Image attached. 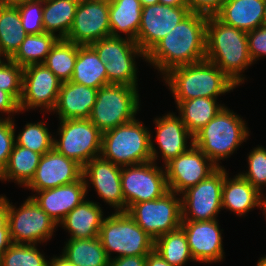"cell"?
I'll use <instances>...</instances> for the list:
<instances>
[{"instance_id":"cell-1","label":"cell","mask_w":266,"mask_h":266,"mask_svg":"<svg viewBox=\"0 0 266 266\" xmlns=\"http://www.w3.org/2000/svg\"><path fill=\"white\" fill-rule=\"evenodd\" d=\"M207 19L191 12L146 54L145 61L164 76L175 67L206 60Z\"/></svg>"},{"instance_id":"cell-2","label":"cell","mask_w":266,"mask_h":266,"mask_svg":"<svg viewBox=\"0 0 266 266\" xmlns=\"http://www.w3.org/2000/svg\"><path fill=\"white\" fill-rule=\"evenodd\" d=\"M206 60L219 67L238 86L242 85L245 80L242 73L254 64L249 54L247 32L208 16Z\"/></svg>"},{"instance_id":"cell-3","label":"cell","mask_w":266,"mask_h":266,"mask_svg":"<svg viewBox=\"0 0 266 266\" xmlns=\"http://www.w3.org/2000/svg\"><path fill=\"white\" fill-rule=\"evenodd\" d=\"M162 77L176 105L199 97L217 98L238 86L219 67L207 60L175 67Z\"/></svg>"},{"instance_id":"cell-4","label":"cell","mask_w":266,"mask_h":266,"mask_svg":"<svg viewBox=\"0 0 266 266\" xmlns=\"http://www.w3.org/2000/svg\"><path fill=\"white\" fill-rule=\"evenodd\" d=\"M148 129L135 118L102 133L100 156L121 167L149 161L156 163L159 153Z\"/></svg>"},{"instance_id":"cell-5","label":"cell","mask_w":266,"mask_h":266,"mask_svg":"<svg viewBox=\"0 0 266 266\" xmlns=\"http://www.w3.org/2000/svg\"><path fill=\"white\" fill-rule=\"evenodd\" d=\"M245 120L224 106L193 137V145L199 148L218 168L220 160L227 159L249 138Z\"/></svg>"},{"instance_id":"cell-6","label":"cell","mask_w":266,"mask_h":266,"mask_svg":"<svg viewBox=\"0 0 266 266\" xmlns=\"http://www.w3.org/2000/svg\"><path fill=\"white\" fill-rule=\"evenodd\" d=\"M99 238L110 260L124 256H147L154 249V239L127 212H114L105 217ZM112 253L117 255L114 257Z\"/></svg>"},{"instance_id":"cell-7","label":"cell","mask_w":266,"mask_h":266,"mask_svg":"<svg viewBox=\"0 0 266 266\" xmlns=\"http://www.w3.org/2000/svg\"><path fill=\"white\" fill-rule=\"evenodd\" d=\"M138 87L107 84L100 87L89 120L102 132L134 120L139 112Z\"/></svg>"},{"instance_id":"cell-8","label":"cell","mask_w":266,"mask_h":266,"mask_svg":"<svg viewBox=\"0 0 266 266\" xmlns=\"http://www.w3.org/2000/svg\"><path fill=\"white\" fill-rule=\"evenodd\" d=\"M53 148L82 167L100 156L102 132L89 119L60 120Z\"/></svg>"},{"instance_id":"cell-9","label":"cell","mask_w":266,"mask_h":266,"mask_svg":"<svg viewBox=\"0 0 266 266\" xmlns=\"http://www.w3.org/2000/svg\"><path fill=\"white\" fill-rule=\"evenodd\" d=\"M168 191L162 197L133 204L126 212L154 240L181 227V197Z\"/></svg>"},{"instance_id":"cell-10","label":"cell","mask_w":266,"mask_h":266,"mask_svg":"<svg viewBox=\"0 0 266 266\" xmlns=\"http://www.w3.org/2000/svg\"><path fill=\"white\" fill-rule=\"evenodd\" d=\"M19 208L8 199V226L15 244H40L50 240L58 226L31 198Z\"/></svg>"},{"instance_id":"cell-11","label":"cell","mask_w":266,"mask_h":266,"mask_svg":"<svg viewBox=\"0 0 266 266\" xmlns=\"http://www.w3.org/2000/svg\"><path fill=\"white\" fill-rule=\"evenodd\" d=\"M121 187L126 204V211L136 203L151 201L162 197L169 191L166 173L157 162L123 166Z\"/></svg>"},{"instance_id":"cell-12","label":"cell","mask_w":266,"mask_h":266,"mask_svg":"<svg viewBox=\"0 0 266 266\" xmlns=\"http://www.w3.org/2000/svg\"><path fill=\"white\" fill-rule=\"evenodd\" d=\"M224 167L217 168L206 179L182 193V220L209 221L217 219L222 209Z\"/></svg>"},{"instance_id":"cell-13","label":"cell","mask_w":266,"mask_h":266,"mask_svg":"<svg viewBox=\"0 0 266 266\" xmlns=\"http://www.w3.org/2000/svg\"><path fill=\"white\" fill-rule=\"evenodd\" d=\"M62 82L44 64H33L24 68L20 112L38 109L42 113L52 112L58 100ZM46 110V111H45Z\"/></svg>"},{"instance_id":"cell-14","label":"cell","mask_w":266,"mask_h":266,"mask_svg":"<svg viewBox=\"0 0 266 266\" xmlns=\"http://www.w3.org/2000/svg\"><path fill=\"white\" fill-rule=\"evenodd\" d=\"M191 11L187 6H167L161 3L142 7L141 22L136 38L138 47L147 54Z\"/></svg>"},{"instance_id":"cell-15","label":"cell","mask_w":266,"mask_h":266,"mask_svg":"<svg viewBox=\"0 0 266 266\" xmlns=\"http://www.w3.org/2000/svg\"><path fill=\"white\" fill-rule=\"evenodd\" d=\"M218 167L194 145L165 164L168 189L181 195L206 179Z\"/></svg>"},{"instance_id":"cell-16","label":"cell","mask_w":266,"mask_h":266,"mask_svg":"<svg viewBox=\"0 0 266 266\" xmlns=\"http://www.w3.org/2000/svg\"><path fill=\"white\" fill-rule=\"evenodd\" d=\"M109 0L81 1L66 40L78 45H90L111 36Z\"/></svg>"},{"instance_id":"cell-17","label":"cell","mask_w":266,"mask_h":266,"mask_svg":"<svg viewBox=\"0 0 266 266\" xmlns=\"http://www.w3.org/2000/svg\"><path fill=\"white\" fill-rule=\"evenodd\" d=\"M122 167L102 158L95 157L83 166L82 177L88 194L92 185L97 195L115 212H126V204L121 187Z\"/></svg>"},{"instance_id":"cell-18","label":"cell","mask_w":266,"mask_h":266,"mask_svg":"<svg viewBox=\"0 0 266 266\" xmlns=\"http://www.w3.org/2000/svg\"><path fill=\"white\" fill-rule=\"evenodd\" d=\"M218 219L209 221L182 220L184 231L194 262L216 263L225 258L222 231Z\"/></svg>"},{"instance_id":"cell-19","label":"cell","mask_w":266,"mask_h":266,"mask_svg":"<svg viewBox=\"0 0 266 266\" xmlns=\"http://www.w3.org/2000/svg\"><path fill=\"white\" fill-rule=\"evenodd\" d=\"M83 167L54 148L42 155L35 175L25 187L33 192L74 183L82 178Z\"/></svg>"},{"instance_id":"cell-20","label":"cell","mask_w":266,"mask_h":266,"mask_svg":"<svg viewBox=\"0 0 266 266\" xmlns=\"http://www.w3.org/2000/svg\"><path fill=\"white\" fill-rule=\"evenodd\" d=\"M86 196L87 190L82 177L74 183L37 191L29 197L59 224L68 213L85 200Z\"/></svg>"},{"instance_id":"cell-21","label":"cell","mask_w":266,"mask_h":266,"mask_svg":"<svg viewBox=\"0 0 266 266\" xmlns=\"http://www.w3.org/2000/svg\"><path fill=\"white\" fill-rule=\"evenodd\" d=\"M153 121L156 126L155 140L164 165L193 146L194 137L187 130L180 116L168 112L162 117H156ZM187 143L190 145L187 146Z\"/></svg>"},{"instance_id":"cell-22","label":"cell","mask_w":266,"mask_h":266,"mask_svg":"<svg viewBox=\"0 0 266 266\" xmlns=\"http://www.w3.org/2000/svg\"><path fill=\"white\" fill-rule=\"evenodd\" d=\"M228 174L224 168L222 210L227 209L237 216H244L255 207L262 209L266 196L239 173L232 179Z\"/></svg>"},{"instance_id":"cell-23","label":"cell","mask_w":266,"mask_h":266,"mask_svg":"<svg viewBox=\"0 0 266 266\" xmlns=\"http://www.w3.org/2000/svg\"><path fill=\"white\" fill-rule=\"evenodd\" d=\"M98 89L71 81L61 84L56 107L52 112L59 120L89 119Z\"/></svg>"},{"instance_id":"cell-24","label":"cell","mask_w":266,"mask_h":266,"mask_svg":"<svg viewBox=\"0 0 266 266\" xmlns=\"http://www.w3.org/2000/svg\"><path fill=\"white\" fill-rule=\"evenodd\" d=\"M100 206L99 202L85 199L64 217L58 227L61 226L67 230L71 239L99 237L100 228L105 218Z\"/></svg>"},{"instance_id":"cell-25","label":"cell","mask_w":266,"mask_h":266,"mask_svg":"<svg viewBox=\"0 0 266 266\" xmlns=\"http://www.w3.org/2000/svg\"><path fill=\"white\" fill-rule=\"evenodd\" d=\"M266 0H226L214 15L226 25L249 32L263 25Z\"/></svg>"},{"instance_id":"cell-26","label":"cell","mask_w":266,"mask_h":266,"mask_svg":"<svg viewBox=\"0 0 266 266\" xmlns=\"http://www.w3.org/2000/svg\"><path fill=\"white\" fill-rule=\"evenodd\" d=\"M109 21L112 37H122L136 42L141 22L142 5L139 0H109Z\"/></svg>"},{"instance_id":"cell-27","label":"cell","mask_w":266,"mask_h":266,"mask_svg":"<svg viewBox=\"0 0 266 266\" xmlns=\"http://www.w3.org/2000/svg\"><path fill=\"white\" fill-rule=\"evenodd\" d=\"M105 63L90 45H78L71 82L99 89L107 85Z\"/></svg>"},{"instance_id":"cell-28","label":"cell","mask_w":266,"mask_h":266,"mask_svg":"<svg viewBox=\"0 0 266 266\" xmlns=\"http://www.w3.org/2000/svg\"><path fill=\"white\" fill-rule=\"evenodd\" d=\"M42 154L14 144L6 167L0 173V181H15L26 187L33 179Z\"/></svg>"},{"instance_id":"cell-29","label":"cell","mask_w":266,"mask_h":266,"mask_svg":"<svg viewBox=\"0 0 266 266\" xmlns=\"http://www.w3.org/2000/svg\"><path fill=\"white\" fill-rule=\"evenodd\" d=\"M78 3V0H44L45 32L54 34L58 39H66L72 27Z\"/></svg>"},{"instance_id":"cell-30","label":"cell","mask_w":266,"mask_h":266,"mask_svg":"<svg viewBox=\"0 0 266 266\" xmlns=\"http://www.w3.org/2000/svg\"><path fill=\"white\" fill-rule=\"evenodd\" d=\"M217 98L199 97L181 101L176 107L187 130L194 136L225 106Z\"/></svg>"},{"instance_id":"cell-31","label":"cell","mask_w":266,"mask_h":266,"mask_svg":"<svg viewBox=\"0 0 266 266\" xmlns=\"http://www.w3.org/2000/svg\"><path fill=\"white\" fill-rule=\"evenodd\" d=\"M62 256L75 266H108L109 258L99 237L66 241Z\"/></svg>"},{"instance_id":"cell-32","label":"cell","mask_w":266,"mask_h":266,"mask_svg":"<svg viewBox=\"0 0 266 266\" xmlns=\"http://www.w3.org/2000/svg\"><path fill=\"white\" fill-rule=\"evenodd\" d=\"M26 35L17 6L0 5V59H10Z\"/></svg>"},{"instance_id":"cell-33","label":"cell","mask_w":266,"mask_h":266,"mask_svg":"<svg viewBox=\"0 0 266 266\" xmlns=\"http://www.w3.org/2000/svg\"><path fill=\"white\" fill-rule=\"evenodd\" d=\"M57 40L58 37L54 34L46 32L26 35L19 49L10 60L23 68L33 64H43Z\"/></svg>"},{"instance_id":"cell-34","label":"cell","mask_w":266,"mask_h":266,"mask_svg":"<svg viewBox=\"0 0 266 266\" xmlns=\"http://www.w3.org/2000/svg\"><path fill=\"white\" fill-rule=\"evenodd\" d=\"M78 54V44L66 39H58L46 56L43 64L62 82L72 79Z\"/></svg>"},{"instance_id":"cell-35","label":"cell","mask_w":266,"mask_h":266,"mask_svg":"<svg viewBox=\"0 0 266 266\" xmlns=\"http://www.w3.org/2000/svg\"><path fill=\"white\" fill-rule=\"evenodd\" d=\"M154 250L172 266H185L188 261H194L181 228L156 238Z\"/></svg>"},{"instance_id":"cell-36","label":"cell","mask_w":266,"mask_h":266,"mask_svg":"<svg viewBox=\"0 0 266 266\" xmlns=\"http://www.w3.org/2000/svg\"><path fill=\"white\" fill-rule=\"evenodd\" d=\"M90 46L104 63L123 58L142 57L141 59L146 60V54L138 47L137 43L127 37L109 36L90 44Z\"/></svg>"},{"instance_id":"cell-37","label":"cell","mask_w":266,"mask_h":266,"mask_svg":"<svg viewBox=\"0 0 266 266\" xmlns=\"http://www.w3.org/2000/svg\"><path fill=\"white\" fill-rule=\"evenodd\" d=\"M42 120L37 123H26L22 131L15 135V144L28 148L40 154H45L53 149L54 137Z\"/></svg>"},{"instance_id":"cell-38","label":"cell","mask_w":266,"mask_h":266,"mask_svg":"<svg viewBox=\"0 0 266 266\" xmlns=\"http://www.w3.org/2000/svg\"><path fill=\"white\" fill-rule=\"evenodd\" d=\"M37 244L13 243L0 257V266H47L48 261Z\"/></svg>"},{"instance_id":"cell-39","label":"cell","mask_w":266,"mask_h":266,"mask_svg":"<svg viewBox=\"0 0 266 266\" xmlns=\"http://www.w3.org/2000/svg\"><path fill=\"white\" fill-rule=\"evenodd\" d=\"M135 60V58H123L107 61L104 65L107 83L138 87V68Z\"/></svg>"},{"instance_id":"cell-40","label":"cell","mask_w":266,"mask_h":266,"mask_svg":"<svg viewBox=\"0 0 266 266\" xmlns=\"http://www.w3.org/2000/svg\"><path fill=\"white\" fill-rule=\"evenodd\" d=\"M250 151L247 156L248 170L239 174L263 194L266 186V148L258 145Z\"/></svg>"},{"instance_id":"cell-41","label":"cell","mask_w":266,"mask_h":266,"mask_svg":"<svg viewBox=\"0 0 266 266\" xmlns=\"http://www.w3.org/2000/svg\"><path fill=\"white\" fill-rule=\"evenodd\" d=\"M23 70L10 59H0V89L10 93L18 102L22 95Z\"/></svg>"},{"instance_id":"cell-42","label":"cell","mask_w":266,"mask_h":266,"mask_svg":"<svg viewBox=\"0 0 266 266\" xmlns=\"http://www.w3.org/2000/svg\"><path fill=\"white\" fill-rule=\"evenodd\" d=\"M20 13L22 26L27 35L42 34L44 0H27L17 6Z\"/></svg>"},{"instance_id":"cell-43","label":"cell","mask_w":266,"mask_h":266,"mask_svg":"<svg viewBox=\"0 0 266 266\" xmlns=\"http://www.w3.org/2000/svg\"><path fill=\"white\" fill-rule=\"evenodd\" d=\"M15 122L0 116V173L6 167L15 144Z\"/></svg>"},{"instance_id":"cell-44","label":"cell","mask_w":266,"mask_h":266,"mask_svg":"<svg viewBox=\"0 0 266 266\" xmlns=\"http://www.w3.org/2000/svg\"><path fill=\"white\" fill-rule=\"evenodd\" d=\"M247 41L250 58L253 63L266 57V26L262 25L247 32ZM260 57V58H259Z\"/></svg>"},{"instance_id":"cell-45","label":"cell","mask_w":266,"mask_h":266,"mask_svg":"<svg viewBox=\"0 0 266 266\" xmlns=\"http://www.w3.org/2000/svg\"><path fill=\"white\" fill-rule=\"evenodd\" d=\"M226 0H187V7L191 12L206 16H214Z\"/></svg>"},{"instance_id":"cell-46","label":"cell","mask_w":266,"mask_h":266,"mask_svg":"<svg viewBox=\"0 0 266 266\" xmlns=\"http://www.w3.org/2000/svg\"><path fill=\"white\" fill-rule=\"evenodd\" d=\"M0 113L6 114L8 119H14L15 113L20 114L19 102L8 92L0 89ZM12 114V115H11Z\"/></svg>"},{"instance_id":"cell-47","label":"cell","mask_w":266,"mask_h":266,"mask_svg":"<svg viewBox=\"0 0 266 266\" xmlns=\"http://www.w3.org/2000/svg\"><path fill=\"white\" fill-rule=\"evenodd\" d=\"M108 266H146V256H124L109 260Z\"/></svg>"},{"instance_id":"cell-48","label":"cell","mask_w":266,"mask_h":266,"mask_svg":"<svg viewBox=\"0 0 266 266\" xmlns=\"http://www.w3.org/2000/svg\"><path fill=\"white\" fill-rule=\"evenodd\" d=\"M0 228H9L8 226V199L0 195Z\"/></svg>"},{"instance_id":"cell-49","label":"cell","mask_w":266,"mask_h":266,"mask_svg":"<svg viewBox=\"0 0 266 266\" xmlns=\"http://www.w3.org/2000/svg\"><path fill=\"white\" fill-rule=\"evenodd\" d=\"M146 266H172L154 249L146 256Z\"/></svg>"},{"instance_id":"cell-50","label":"cell","mask_w":266,"mask_h":266,"mask_svg":"<svg viewBox=\"0 0 266 266\" xmlns=\"http://www.w3.org/2000/svg\"><path fill=\"white\" fill-rule=\"evenodd\" d=\"M12 244L9 228H0V257Z\"/></svg>"},{"instance_id":"cell-51","label":"cell","mask_w":266,"mask_h":266,"mask_svg":"<svg viewBox=\"0 0 266 266\" xmlns=\"http://www.w3.org/2000/svg\"><path fill=\"white\" fill-rule=\"evenodd\" d=\"M47 266H75L73 263L69 262L62 255L53 256V258H49Z\"/></svg>"},{"instance_id":"cell-52","label":"cell","mask_w":266,"mask_h":266,"mask_svg":"<svg viewBox=\"0 0 266 266\" xmlns=\"http://www.w3.org/2000/svg\"><path fill=\"white\" fill-rule=\"evenodd\" d=\"M159 3L167 6H187V0H159Z\"/></svg>"},{"instance_id":"cell-53","label":"cell","mask_w":266,"mask_h":266,"mask_svg":"<svg viewBox=\"0 0 266 266\" xmlns=\"http://www.w3.org/2000/svg\"><path fill=\"white\" fill-rule=\"evenodd\" d=\"M27 0H0V5L5 6H18L20 4H23Z\"/></svg>"},{"instance_id":"cell-54","label":"cell","mask_w":266,"mask_h":266,"mask_svg":"<svg viewBox=\"0 0 266 266\" xmlns=\"http://www.w3.org/2000/svg\"><path fill=\"white\" fill-rule=\"evenodd\" d=\"M142 7L159 3V0H139Z\"/></svg>"},{"instance_id":"cell-55","label":"cell","mask_w":266,"mask_h":266,"mask_svg":"<svg viewBox=\"0 0 266 266\" xmlns=\"http://www.w3.org/2000/svg\"><path fill=\"white\" fill-rule=\"evenodd\" d=\"M256 266H266V256L261 257V258L258 260Z\"/></svg>"},{"instance_id":"cell-56","label":"cell","mask_w":266,"mask_h":266,"mask_svg":"<svg viewBox=\"0 0 266 266\" xmlns=\"http://www.w3.org/2000/svg\"><path fill=\"white\" fill-rule=\"evenodd\" d=\"M263 25L266 26V2H265V6H264Z\"/></svg>"},{"instance_id":"cell-57","label":"cell","mask_w":266,"mask_h":266,"mask_svg":"<svg viewBox=\"0 0 266 266\" xmlns=\"http://www.w3.org/2000/svg\"><path fill=\"white\" fill-rule=\"evenodd\" d=\"M262 209H263V213H264L265 218H266V200L264 201Z\"/></svg>"}]
</instances>
